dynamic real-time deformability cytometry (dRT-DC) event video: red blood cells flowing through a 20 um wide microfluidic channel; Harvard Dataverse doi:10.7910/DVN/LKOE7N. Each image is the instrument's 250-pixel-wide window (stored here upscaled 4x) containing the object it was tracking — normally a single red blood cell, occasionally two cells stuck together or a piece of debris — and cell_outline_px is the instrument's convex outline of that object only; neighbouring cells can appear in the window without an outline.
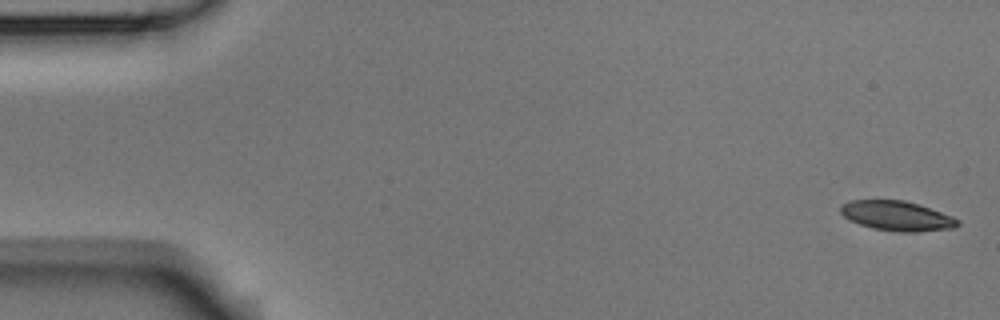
{"species": "Egyptian fruit bat (a non-hibernating species)", "species_latin": "Rousettus aegyptiacus", "temperature_condition": "room temperature", "stored_images_in_passage": 5, "camera_frame_rate_fps": 3000, "um_per_image_px": 0.085, "animal": {"sex": "male"}, "frame": {"image": 1, "passage_image": 1, "time_ms": 0.0, "image_size_px": [1000, 320], "cell_outline_px": [[960, 224], [956, 228], [916, 232], [900, 232], [872, 228], [860, 224], [844, 216], [840, 212], [840, 204], [848, 200], [904, 200], [920, 204], [952, 216], [960, 220]], "centroid_in_image_um": [76.26, 18.34], "position_along_channel_um": 8.7, "area_um2": 20.46}}
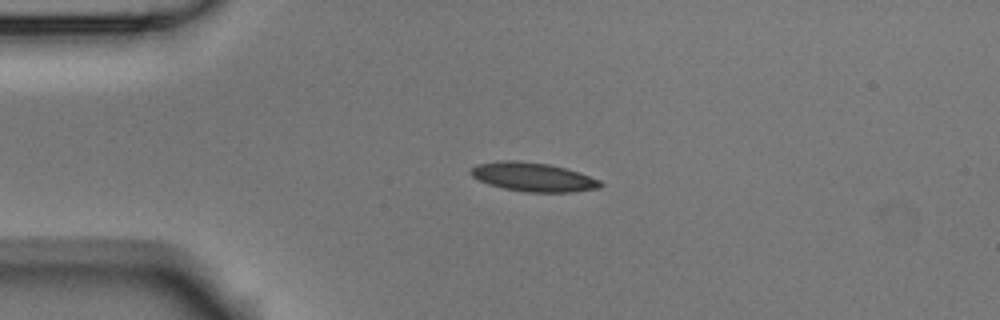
{"frame": {"image": 2, "passage_image": 4, "time_ms": 1.0, "image_size_px": [1000, 320], "cell_outline_px": [[604, 184], [600, 188], [572, 192], [524, 192], [504, 188], [488, 184], [472, 176], [468, 172], [476, 164], [500, 160], [520, 160], [548, 164], [580, 172], [600, 180]], "centroid_in_image_um": [45.32, 15.04], "position_along_channel_um": 39.7, "area_um2": 21.96}}